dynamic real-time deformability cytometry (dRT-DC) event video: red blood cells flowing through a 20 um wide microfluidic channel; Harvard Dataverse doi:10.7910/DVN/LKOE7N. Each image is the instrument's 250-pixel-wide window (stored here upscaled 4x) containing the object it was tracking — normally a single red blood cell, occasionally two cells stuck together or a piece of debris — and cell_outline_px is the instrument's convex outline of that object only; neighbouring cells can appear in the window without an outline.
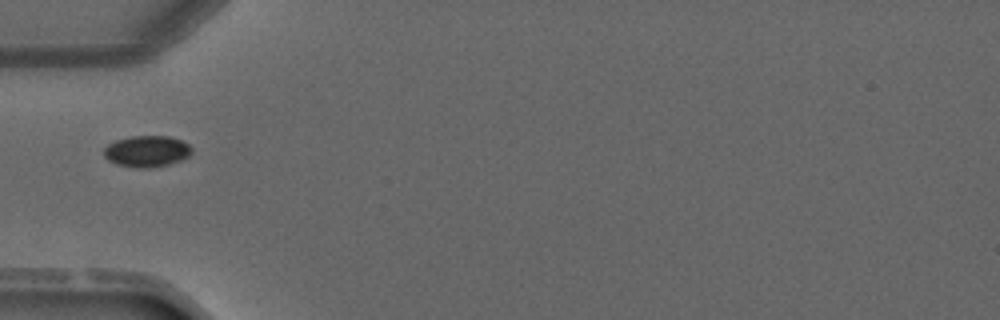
{"species": "common noctule bat (a hibernating species)", "species_latin": "Nyctalus noctula", "temperature_condition": "warm", "stored_images_in_passage": 2, "camera_frame_rate_fps": 3000, "um_per_image_px": 0.085, "animal": {"sex": "male", "forearm_length_mm": 52.5}, "frame": {"image": 1, "passage_image": 1, "time_ms": 0.0, "image_size_px": [1000, 320], "cell_outline_px": [[192, 152], [188, 156], [180, 160], [168, 164], [148, 168], [136, 168], [116, 164], [108, 160], [104, 156], [104, 148], [108, 144], [116, 140], [132, 136], [168, 136], [180, 140], [188, 144], [192, 148]], "centroid_in_image_um": [12.46, 12.86], "position_along_channel_um": 72.5, "area_um2": 15.95}}
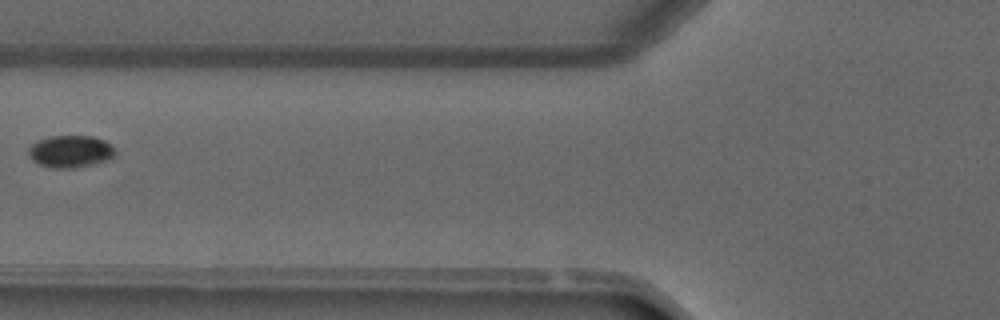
{"frame": {"image": 2, "passage_image": 2, "time_ms": 1.0, "image_size_px": [1000, 320], "cell_outline_px": [[116, 152], [108, 160], [76, 168], [52, 168], [40, 164], [32, 160], [28, 156], [28, 148], [32, 144], [48, 136], [92, 136], [104, 140], [112, 144]], "centroid_in_image_um": [5.99, 12.87], "position_along_channel_um": 119.8, "area_um2": 16.3}}